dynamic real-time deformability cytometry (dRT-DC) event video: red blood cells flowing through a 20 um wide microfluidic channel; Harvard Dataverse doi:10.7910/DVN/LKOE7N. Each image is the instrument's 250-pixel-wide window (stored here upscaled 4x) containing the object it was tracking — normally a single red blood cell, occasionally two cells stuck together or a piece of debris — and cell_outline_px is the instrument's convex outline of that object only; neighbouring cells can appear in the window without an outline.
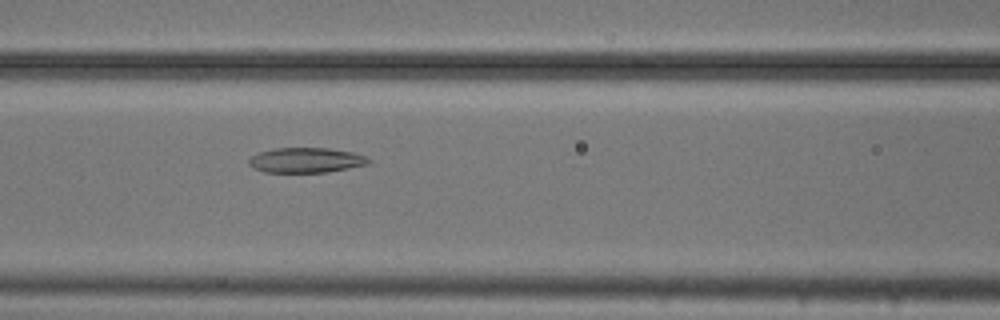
{"species": "common noctule bat (a hibernating species)", "species_latin": "Nyctalus noctula", "temperature_condition": "cold", "stored_images_in_passage": 53, "camera_frame_rate_fps": 3000, "um_per_image_px": 0.085, "animal": {"sex": "male", "body_mass_g": 20.5, "forearm_length_mm": 52.5}, "frame": {"image": 1, "passage_image": 22, "time_ms": 7.0, "image_size_px": [1000, 320], "cell_outline_px": [[372, 160], [368, 164], [328, 172], [264, 172], [252, 168], [248, 164], [248, 160], [252, 156], [260, 152], [276, 148], [328, 148], [352, 152], [364, 156]], "centroid_in_image_um": [25.99, 13.62], "position_along_channel_um": 140.6, "area_um2": 17.4}}
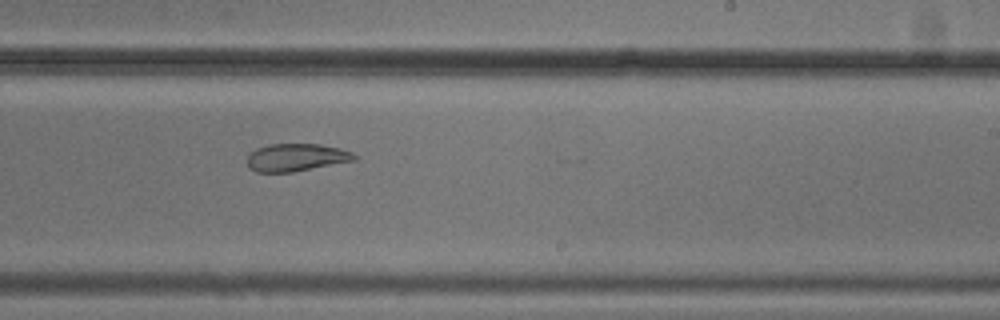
{"frame": {"image": 2, "passage_image": 32, "time_ms": 10.333, "image_size_px": [1000, 320], "cell_outline_px": [[356, 160], [292, 172], [256, 172], [248, 168], [248, 156], [256, 148], [268, 144], [320, 144], [340, 148], [352, 152], [356, 156]], "centroid_in_image_um": [25.17, 13.38], "position_along_channel_um": 263.8, "area_um2": 17.22}}
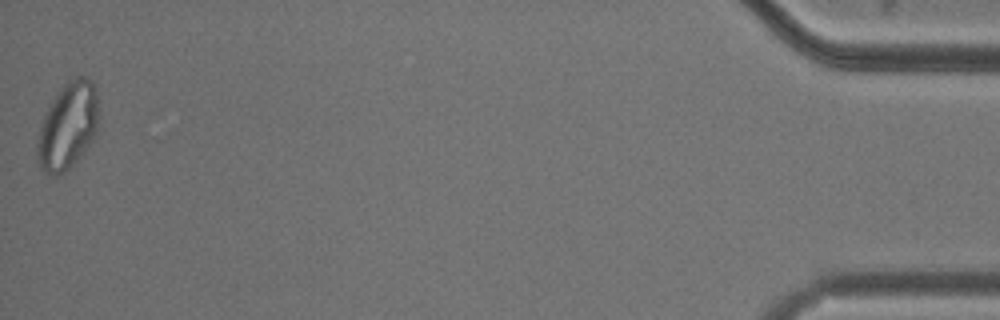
{"frame": {"image": 3, "passage_image": 53, "time_ms": 17.333, "image_size_px": [1000, 320], "cell_outline_px": [[96, 132], [92, 140], [84, 152], [64, 172], [56, 176], [48, 176], [40, 168], [36, 160], [36, 144], [40, 128], [44, 116], [52, 100], [64, 84], [68, 80], [76, 76], [84, 76], [92, 80], [96, 96]], "centroid_in_image_um": [5.71, 10.75], "position_along_channel_um": 429.5, "area_um2": 30.69}, "authors_computed_cell_mechanics": {"area_um2": 23.8714, "velocity_mm_per_s": 3.7069, "shape_relaxation_time_tau1_ms": null, "shape_relaxation_time_tau2_ms": 3.1714, "deformation_change_tau1": null, "deformation_change_tau2": 0.0867}}